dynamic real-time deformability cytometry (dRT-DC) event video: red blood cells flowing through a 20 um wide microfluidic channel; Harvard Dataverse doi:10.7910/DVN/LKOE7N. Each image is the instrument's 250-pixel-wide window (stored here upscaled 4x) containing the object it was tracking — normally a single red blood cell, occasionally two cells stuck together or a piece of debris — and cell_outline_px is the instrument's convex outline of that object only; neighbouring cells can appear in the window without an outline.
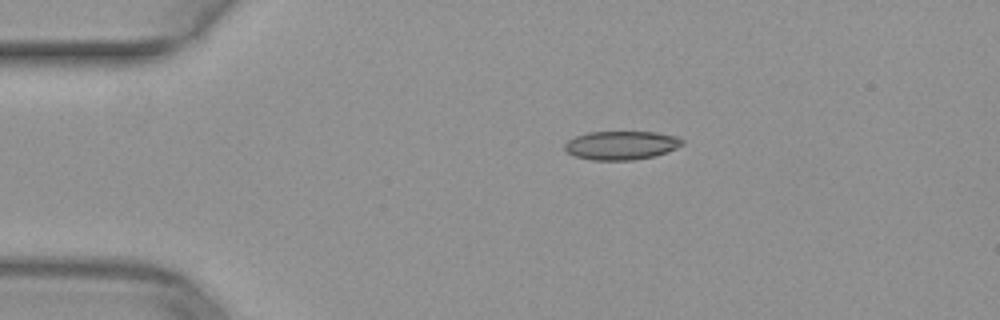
{"species": "common noctule bat (a hibernating species)", "species_latin": "Nyctalus noctula", "temperature_condition": "warm", "stored_images_in_passage": 37, "camera_frame_rate_fps": 3000, "um_per_image_px": 0.085, "animal": {"sex": "female", "body_mass_g": 29.2, "forearm_length_mm": 56.3}, "frame": {"image": 1, "passage_image": 1, "time_ms": 0.0, "image_size_px": [1000, 320], "cell_outline_px": [[684, 144], [676, 148], [652, 156], [632, 160], [592, 160], [576, 156], [568, 152], [564, 148], [564, 144], [568, 140], [576, 136], [588, 132], [656, 132], [676, 136], [684, 140]], "centroid_in_image_um": [52.8, 12.34], "position_along_channel_um": 32.2, "area_um2": 19.48}}
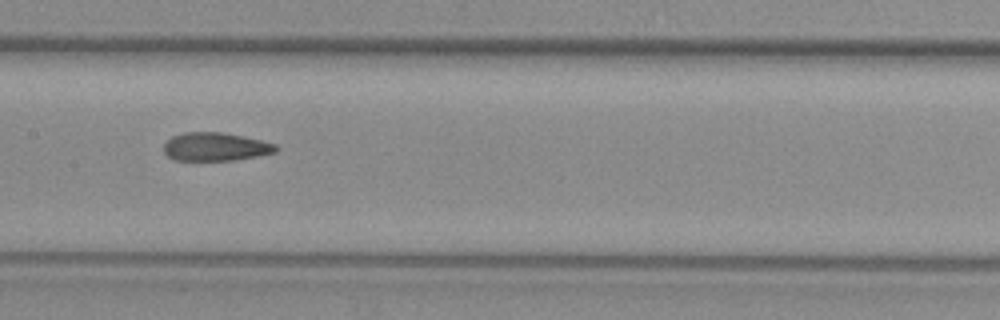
{"frame": {"image": 2, "passage_image": 16, "time_ms": 5.0, "image_size_px": [1000, 320], "cell_outline_px": [[280, 148], [276, 152], [256, 156], [232, 160], [176, 160], [168, 156], [164, 152], [164, 144], [172, 136], [184, 132], [224, 132], [244, 136], [276, 144]], "centroid_in_image_um": [18.33, 12.46], "position_along_channel_um": 189.1, "area_um2": 18.5}}
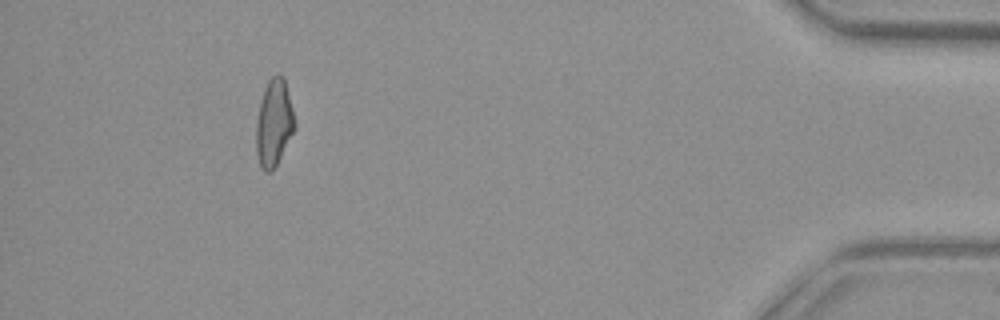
{"frame": {"image": 3, "passage_image": 37, "time_ms": 12.0, "image_size_px": [1000, 320], "cell_outline_px": [[296, 128], [272, 172], [264, 172], [260, 168], [256, 152], [256, 120], [260, 100], [264, 88], [268, 80], [276, 72], [280, 72], [284, 76], [296, 124]], "centroid_in_image_um": [23.27, 10.43], "position_along_channel_um": 411.9, "area_um2": 19.88}}